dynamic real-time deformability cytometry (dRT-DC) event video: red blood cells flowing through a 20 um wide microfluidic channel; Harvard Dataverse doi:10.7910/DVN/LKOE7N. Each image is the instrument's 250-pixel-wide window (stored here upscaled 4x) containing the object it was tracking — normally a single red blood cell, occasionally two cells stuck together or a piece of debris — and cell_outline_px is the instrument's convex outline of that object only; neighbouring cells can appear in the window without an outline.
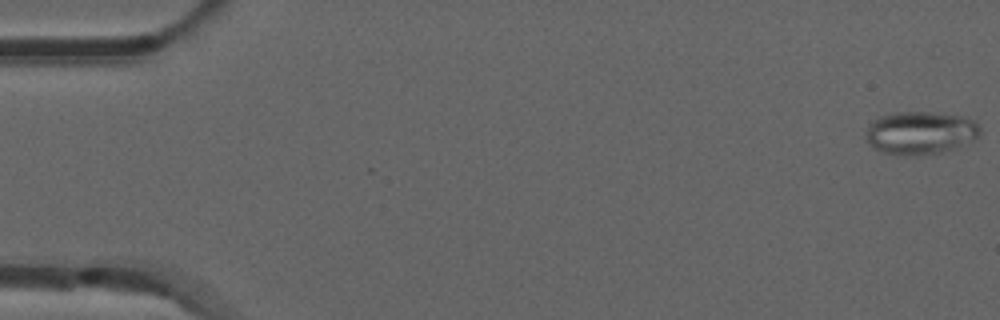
{"species": "common noctule bat (a hibernating species)", "species_latin": "Nyctalus noctula", "temperature_condition": "room temperature", "stored_images_in_passage": 20, "camera_frame_rate_fps": 3000, "um_per_image_px": 0.085, "animal": {"sex": "male", "forearm_length_mm": 52.5}, "frame": {"image": 1, "passage_image": 1, "time_ms": 0.0, "image_size_px": [1000, 320], "cell_outline_px": [[980, 132], [972, 140], [940, 152], [912, 156], [884, 152], [872, 148], [868, 144], [868, 124], [872, 120], [880, 116], [892, 112], [932, 112], [964, 116], [972, 120], [980, 128]], "centroid_in_image_um": [78.18, 11.27], "position_along_channel_um": 6.8, "area_um2": 28.21}}
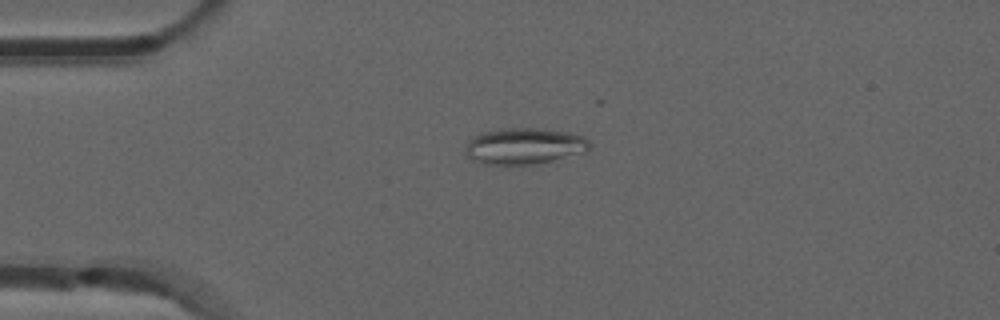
{"frame": {"image": 2, "passage_image": 13, "time_ms": 4.0, "image_size_px": [1000, 320], "cell_outline_px": [[588, 148], [584, 152], [552, 160], [532, 164], [484, 164], [472, 160], [464, 152], [464, 148], [468, 140], [480, 132], [500, 128], [544, 128], [568, 132], [584, 136], [588, 140]], "centroid_in_image_um": [44.5, 12.39], "position_along_channel_um": 40.5, "area_um2": 26.3}}
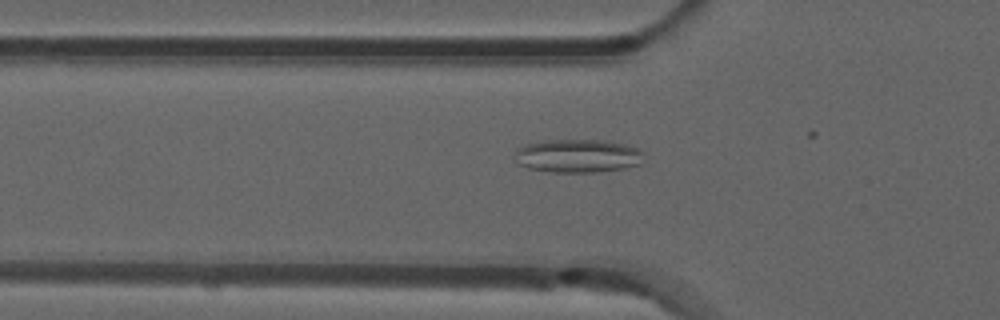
{"frame": {"image": 3, "passage_image": 18, "time_ms": 5.667, "image_size_px": [1000, 320], "cell_outline_px": [[640, 164], [624, 168], [596, 172], [552, 172], [528, 168], [516, 164], [516, 148], [524, 144], [544, 140], [600, 140], [624, 144], [636, 148], [640, 152]], "centroid_in_image_um": [49.02, 13.25], "position_along_channel_um": 76.8, "area_um2": 24.91}}